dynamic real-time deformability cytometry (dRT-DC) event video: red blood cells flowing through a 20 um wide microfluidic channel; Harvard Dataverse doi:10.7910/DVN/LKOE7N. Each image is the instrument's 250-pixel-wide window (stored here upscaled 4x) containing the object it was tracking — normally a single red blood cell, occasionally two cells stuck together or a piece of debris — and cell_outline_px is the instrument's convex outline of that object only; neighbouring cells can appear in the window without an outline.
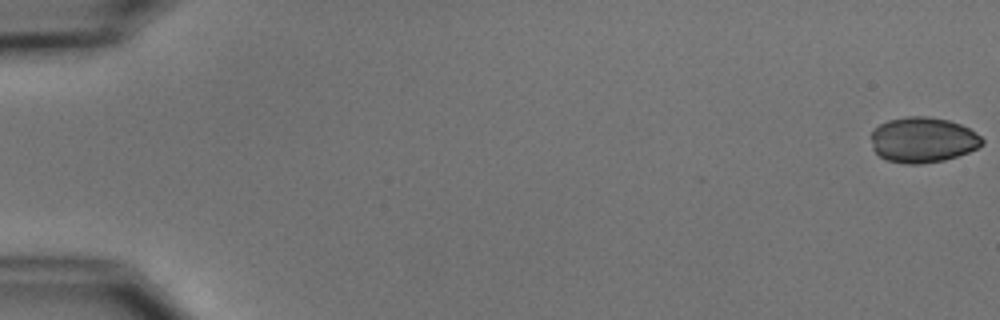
{"species": "common noctule bat (a hibernating species)", "species_latin": "Nyctalus noctula", "temperature_condition": "cold", "stored_images_in_passage": 6, "segment_of_instrument_passage": [1, 2], "camera_frame_rate_fps": 3000, "um_per_image_px": 0.085, "animal": {"sex": "male", "body_mass_g": 15.6}, "frame": {"image": 1, "passage_image": 1, "time_ms": 0.0, "image_size_px": [1000, 320], "cell_outline_px": [[984, 144], [968, 152], [944, 160], [920, 164], [904, 164], [888, 160], [880, 156], [872, 148], [872, 132], [880, 124], [888, 120], [908, 116], [928, 116], [948, 120], [960, 124], [968, 128], [980, 136], [984, 140]], "centroid_in_image_um": [78.44, 11.89], "position_along_channel_um": 6.6, "area_um2": 29.25}}
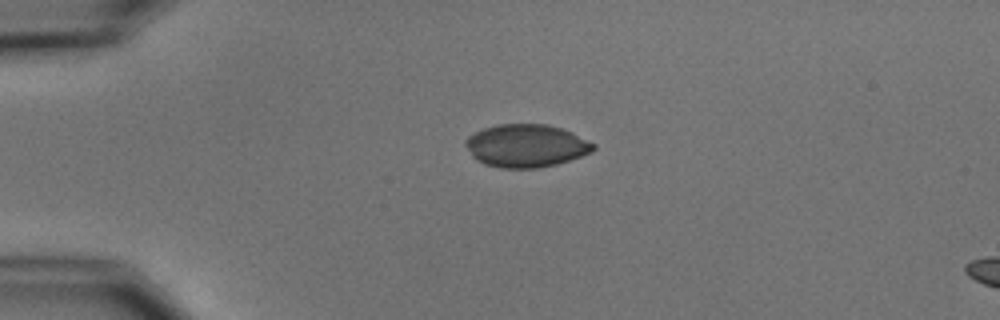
{"frame": {"image": 2, "passage_image": 4, "time_ms": 4.333, "image_size_px": [1000, 320], "cell_outline_px": [[596, 148], [592, 152], [556, 164], [536, 168], [500, 168], [484, 164], [476, 160], [472, 156], [464, 144], [464, 140], [468, 136], [484, 128], [496, 124], [548, 124], [572, 132], [596, 144]], "centroid_in_image_um": [44.71, 12.38], "position_along_channel_um": 40.3, "area_um2": 32.02}}